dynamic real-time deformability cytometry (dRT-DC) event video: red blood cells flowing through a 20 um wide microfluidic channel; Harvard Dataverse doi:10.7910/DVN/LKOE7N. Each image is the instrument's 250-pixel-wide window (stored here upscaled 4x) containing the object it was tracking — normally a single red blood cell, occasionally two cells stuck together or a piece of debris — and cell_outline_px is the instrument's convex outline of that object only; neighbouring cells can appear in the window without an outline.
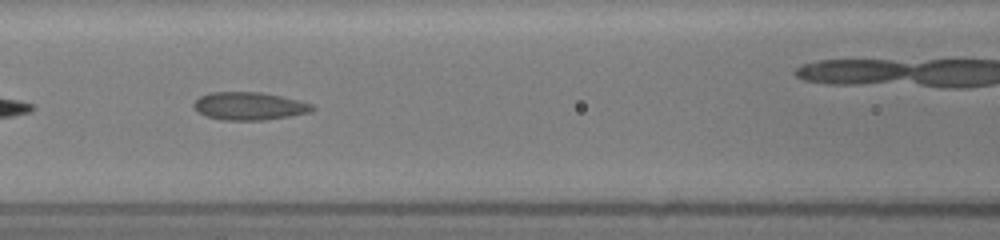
{"species": "common noctule bat (a hibernating species)", "species_latin": "Nyctalus noctula", "temperature_condition": "room temperature", "stored_images_in_passage": 23, "camera_frame_rate_fps": 3000, "um_per_image_px": 0.085, "animal": {"sex": "female", "body_mass_g": 19.5, "forearm_length_mm": 54.1}, "frame": {"image": 1, "passage_image": 11, "time_ms": 2.333, "image_size_px": [1000, 240], "cell_outline_px": [[316, 108], [308, 112], [288, 116], [264, 120], [224, 120], [208, 116], [200, 112], [192, 104], [200, 96], [212, 92], [260, 92], [280, 96], [312, 104]], "centroid_in_image_um": [21.18, 9.01], "position_along_channel_um": 145.4, "area_um2": 18.84}}
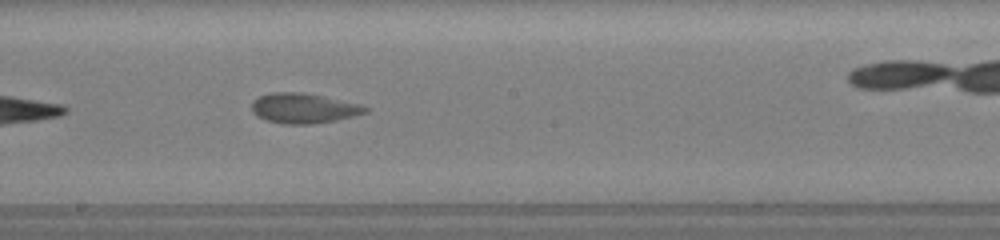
{"frame": {"image": 2, "passage_image": 22, "time_ms": 4.333, "image_size_px": [1000, 240], "cell_outline_px": [[368, 112], [336, 120], [312, 124], [284, 124], [268, 120], [260, 116], [252, 108], [252, 100], [260, 96], [272, 92], [300, 92], [324, 96], [360, 104], [368, 108]], "centroid_in_image_um": [25.84, 9.19], "position_along_channel_um": 222.4, "area_um2": 19.59}}